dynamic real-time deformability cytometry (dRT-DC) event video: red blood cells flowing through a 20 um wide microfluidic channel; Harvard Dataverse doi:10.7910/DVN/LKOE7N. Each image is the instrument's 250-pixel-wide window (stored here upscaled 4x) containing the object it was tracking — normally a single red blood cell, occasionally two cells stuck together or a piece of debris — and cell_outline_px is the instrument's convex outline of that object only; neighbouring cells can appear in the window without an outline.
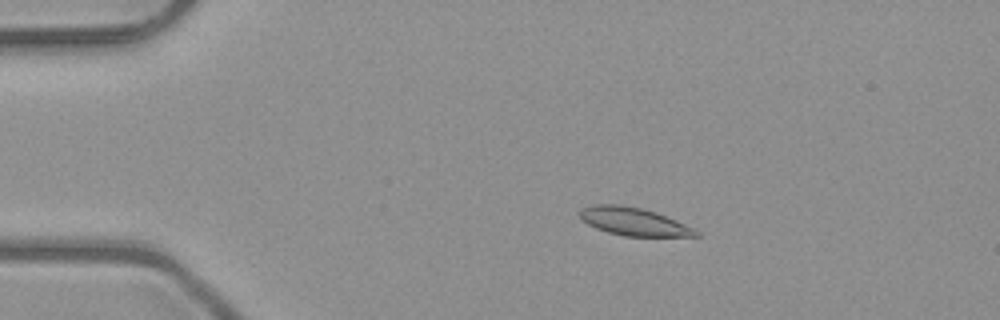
{"species": "common noctule bat (a hibernating species)", "species_latin": "Nyctalus noctula", "temperature_condition": "room temperature", "stored_images_in_passage": 52, "camera_frame_rate_fps": 3000, "um_per_image_px": 0.085, "animal": {"sex": "male", "body_mass_g": 23.1, "forearm_length_mm": 52.7}, "frame": {"image": 1, "passage_image": 10, "time_ms": 3.0, "image_size_px": [1000, 320], "cell_outline_px": [[700, 236], [624, 236], [608, 232], [596, 228], [588, 224], [580, 216], [580, 208], [592, 204], [620, 204], [640, 208], [656, 212], [676, 220], [700, 232]], "centroid_in_image_um": [53.85, 18.82], "position_along_channel_um": 31.2, "area_um2": 18.79}}
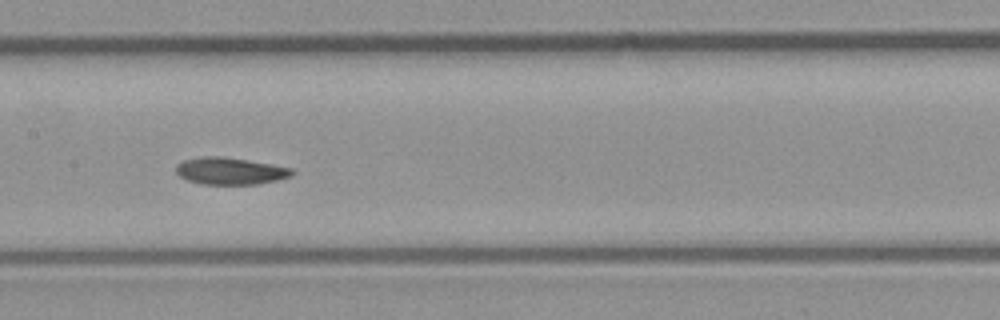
{"frame": {"image": 2, "passage_image": 26, "time_ms": 8.333, "image_size_px": [1000, 320], "cell_outline_px": [[296, 172], [292, 176], [260, 184], [200, 184], [188, 180], [180, 176], [176, 172], [176, 164], [184, 160], [204, 156], [220, 156], [272, 164], [292, 168]], "centroid_in_image_um": [19.58, 14.54], "position_along_channel_um": 187.8, "area_um2": 18.26}}
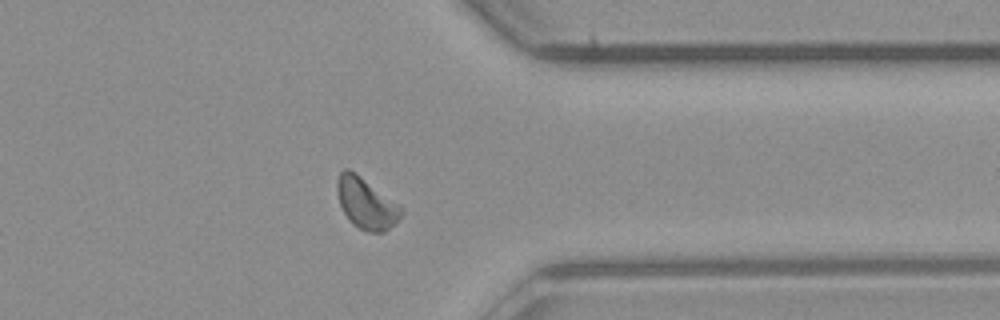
{"frame": {"image": 3, "passage_image": 41, "time_ms": 13.333, "image_size_px": [1000, 320], "cell_outline_px": [[400, 216], [396, 224], [384, 232], [368, 232], [352, 224], [348, 220], [340, 204], [336, 188], [336, 180], [340, 172], [344, 168], [348, 168], [356, 172], [400, 204]], "centroid_in_image_um": [31.1, 17.26], "position_along_channel_um": 380.3, "area_um2": 19.19}}